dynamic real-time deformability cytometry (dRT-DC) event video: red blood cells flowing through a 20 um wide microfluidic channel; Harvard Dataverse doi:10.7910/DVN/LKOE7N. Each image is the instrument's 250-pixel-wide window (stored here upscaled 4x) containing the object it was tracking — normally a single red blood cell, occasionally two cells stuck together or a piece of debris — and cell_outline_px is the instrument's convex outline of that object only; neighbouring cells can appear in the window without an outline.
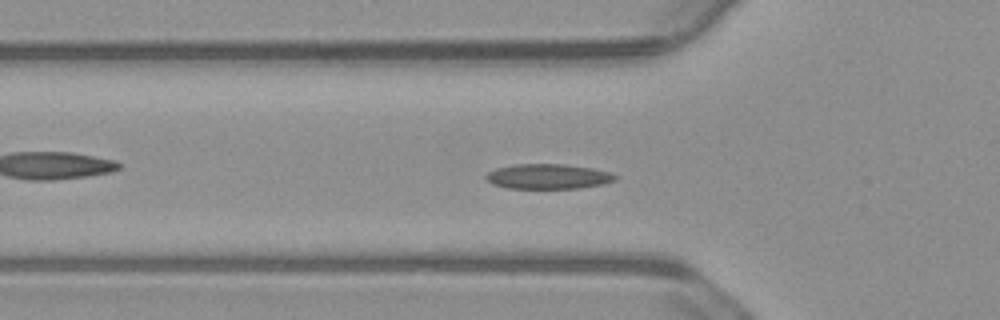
{"species": "common noctule bat (a hibernating species)", "species_latin": "Nyctalus noctula", "temperature_condition": "warm", "stored_images_in_passage": 56, "camera_frame_rate_fps": 3000, "um_per_image_px": 0.085, "animal": {"sex": "male", "body_mass_g": 23.1, "forearm_length_mm": 52.7}, "frame": {"image": 1, "passage_image": 18, "time_ms": 5.667, "image_size_px": [1000, 320], "cell_outline_px": [[620, 176], [616, 180], [600, 184], [576, 188], [508, 188], [492, 184], [484, 176], [488, 172], [496, 168], [516, 164], [564, 164], [592, 168], [608, 172]], "centroid_in_image_um": [46.57, 14.99], "position_along_channel_um": 79.2, "area_um2": 18.67}}
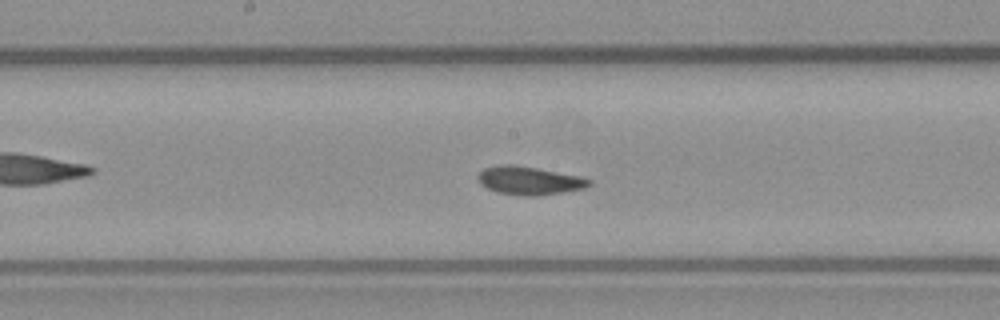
{"frame": {"image": 2, "passage_image": 28, "time_ms": 9.0, "image_size_px": [1000, 320], "cell_outline_px": [[592, 184], [584, 188], [564, 192], [536, 196], [524, 196], [496, 192], [480, 184], [476, 180], [476, 176], [484, 168], [504, 164], [516, 164], [580, 176], [592, 180]], "centroid_in_image_um": [44.97, 15.35], "position_along_channel_um": 203.2, "area_um2": 18.5}}
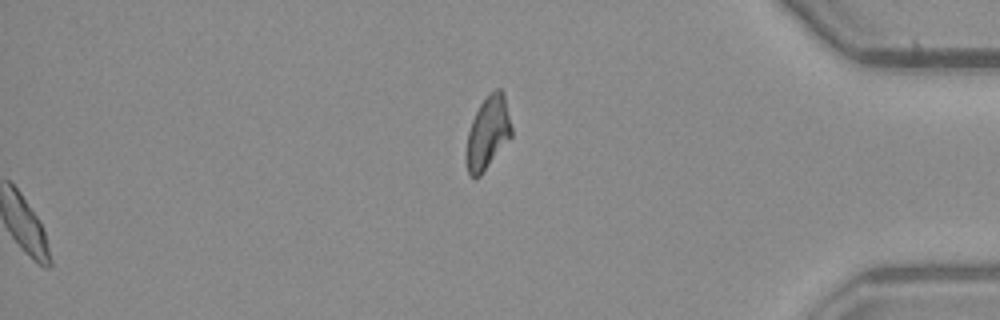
{"frame": {"image": 3, "passage_image": 56, "time_ms": 18.333, "image_size_px": [1000, 320], "cell_outline_px": [[512, 136], [480, 176], [472, 176], [468, 172], [468, 132], [472, 120], [480, 104], [496, 88], [500, 88], [504, 92], [512, 128]], "centroid_in_image_um": [41.51, 11.24], "position_along_channel_um": 393.7, "area_um2": 18.55}, "authors_computed_cell_mechanics": {"area_um2": 17.9758, "velocity_mm_per_s": 3.6816, "shape_relaxation_time_tau1_ms": 3.534, "shape_relaxation_time_tau2_ms": 2.4739, "deformation_change_tau1": 0.1155, "deformation_change_tau2": 0.0705}}